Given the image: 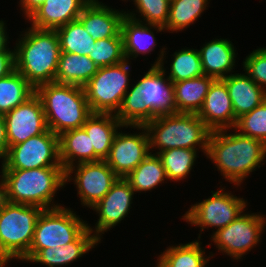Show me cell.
Masks as SVG:
<instances>
[{"label":"cell","mask_w":266,"mask_h":267,"mask_svg":"<svg viewBox=\"0 0 266 267\" xmlns=\"http://www.w3.org/2000/svg\"><path fill=\"white\" fill-rule=\"evenodd\" d=\"M228 129L212 131L206 157L215 163L224 179L240 186L251 172L264 165L266 145L249 136L228 133Z\"/></svg>","instance_id":"cell-2"},{"label":"cell","mask_w":266,"mask_h":267,"mask_svg":"<svg viewBox=\"0 0 266 267\" xmlns=\"http://www.w3.org/2000/svg\"><path fill=\"white\" fill-rule=\"evenodd\" d=\"M118 178L105 161L75 164L65 171V183L74 181L81 204L88 208L94 207Z\"/></svg>","instance_id":"cell-13"},{"label":"cell","mask_w":266,"mask_h":267,"mask_svg":"<svg viewBox=\"0 0 266 267\" xmlns=\"http://www.w3.org/2000/svg\"><path fill=\"white\" fill-rule=\"evenodd\" d=\"M62 167L59 136L51 130L9 147L3 169Z\"/></svg>","instance_id":"cell-10"},{"label":"cell","mask_w":266,"mask_h":267,"mask_svg":"<svg viewBox=\"0 0 266 267\" xmlns=\"http://www.w3.org/2000/svg\"><path fill=\"white\" fill-rule=\"evenodd\" d=\"M91 0H46L27 19L37 29L56 30L78 19Z\"/></svg>","instance_id":"cell-19"},{"label":"cell","mask_w":266,"mask_h":267,"mask_svg":"<svg viewBox=\"0 0 266 267\" xmlns=\"http://www.w3.org/2000/svg\"><path fill=\"white\" fill-rule=\"evenodd\" d=\"M211 192V197L192 205L182 216L187 223L200 227L201 233L205 228L215 227L217 231L228 226L247 207V202L243 198L228 191L224 192V188Z\"/></svg>","instance_id":"cell-11"},{"label":"cell","mask_w":266,"mask_h":267,"mask_svg":"<svg viewBox=\"0 0 266 267\" xmlns=\"http://www.w3.org/2000/svg\"><path fill=\"white\" fill-rule=\"evenodd\" d=\"M264 216L243 212L228 226L213 232L211 241L216 244L218 251L224 252L234 260L241 259L260 242L266 226Z\"/></svg>","instance_id":"cell-12"},{"label":"cell","mask_w":266,"mask_h":267,"mask_svg":"<svg viewBox=\"0 0 266 267\" xmlns=\"http://www.w3.org/2000/svg\"><path fill=\"white\" fill-rule=\"evenodd\" d=\"M245 73L262 89L266 90V48L253 50L243 61Z\"/></svg>","instance_id":"cell-38"},{"label":"cell","mask_w":266,"mask_h":267,"mask_svg":"<svg viewBox=\"0 0 266 267\" xmlns=\"http://www.w3.org/2000/svg\"><path fill=\"white\" fill-rule=\"evenodd\" d=\"M101 242L88 227L71 243L61 247L45 248L38 251L28 262L45 264L48 267H61L73 263Z\"/></svg>","instance_id":"cell-20"},{"label":"cell","mask_w":266,"mask_h":267,"mask_svg":"<svg viewBox=\"0 0 266 267\" xmlns=\"http://www.w3.org/2000/svg\"><path fill=\"white\" fill-rule=\"evenodd\" d=\"M214 80L215 78L205 75L174 82V101L177 113L198 114Z\"/></svg>","instance_id":"cell-26"},{"label":"cell","mask_w":266,"mask_h":267,"mask_svg":"<svg viewBox=\"0 0 266 267\" xmlns=\"http://www.w3.org/2000/svg\"><path fill=\"white\" fill-rule=\"evenodd\" d=\"M197 115L211 131L229 130L235 127L237 119L226 83L222 79H215L212 82Z\"/></svg>","instance_id":"cell-17"},{"label":"cell","mask_w":266,"mask_h":267,"mask_svg":"<svg viewBox=\"0 0 266 267\" xmlns=\"http://www.w3.org/2000/svg\"><path fill=\"white\" fill-rule=\"evenodd\" d=\"M3 118L9 147L48 130L42 103L35 93Z\"/></svg>","instance_id":"cell-15"},{"label":"cell","mask_w":266,"mask_h":267,"mask_svg":"<svg viewBox=\"0 0 266 267\" xmlns=\"http://www.w3.org/2000/svg\"><path fill=\"white\" fill-rule=\"evenodd\" d=\"M234 129L266 145V100L249 113L239 117Z\"/></svg>","instance_id":"cell-37"},{"label":"cell","mask_w":266,"mask_h":267,"mask_svg":"<svg viewBox=\"0 0 266 267\" xmlns=\"http://www.w3.org/2000/svg\"><path fill=\"white\" fill-rule=\"evenodd\" d=\"M5 22H3L2 20H0V52L3 51H14V50H10V48H8L7 46V42H8V35H7V31L5 28Z\"/></svg>","instance_id":"cell-42"},{"label":"cell","mask_w":266,"mask_h":267,"mask_svg":"<svg viewBox=\"0 0 266 267\" xmlns=\"http://www.w3.org/2000/svg\"><path fill=\"white\" fill-rule=\"evenodd\" d=\"M43 209L11 203L0 205V262L21 260L30 250L38 217Z\"/></svg>","instance_id":"cell-7"},{"label":"cell","mask_w":266,"mask_h":267,"mask_svg":"<svg viewBox=\"0 0 266 267\" xmlns=\"http://www.w3.org/2000/svg\"><path fill=\"white\" fill-rule=\"evenodd\" d=\"M135 191L129 182L119 177L105 196L91 209L99 216L95 228L87 225L88 229L100 241L101 235L120 223L131 209Z\"/></svg>","instance_id":"cell-16"},{"label":"cell","mask_w":266,"mask_h":267,"mask_svg":"<svg viewBox=\"0 0 266 267\" xmlns=\"http://www.w3.org/2000/svg\"><path fill=\"white\" fill-rule=\"evenodd\" d=\"M59 148L64 171L74 166L75 163L101 161L95 155L94 148H91L90 137L83 127L71 129L59 135Z\"/></svg>","instance_id":"cell-25"},{"label":"cell","mask_w":266,"mask_h":267,"mask_svg":"<svg viewBox=\"0 0 266 267\" xmlns=\"http://www.w3.org/2000/svg\"><path fill=\"white\" fill-rule=\"evenodd\" d=\"M222 80L226 83L236 119L266 100V90L257 85L246 73H231Z\"/></svg>","instance_id":"cell-21"},{"label":"cell","mask_w":266,"mask_h":267,"mask_svg":"<svg viewBox=\"0 0 266 267\" xmlns=\"http://www.w3.org/2000/svg\"><path fill=\"white\" fill-rule=\"evenodd\" d=\"M198 150L186 148H174L156 152L165 169L168 180L180 181L190 174L193 165L197 159Z\"/></svg>","instance_id":"cell-33"},{"label":"cell","mask_w":266,"mask_h":267,"mask_svg":"<svg viewBox=\"0 0 266 267\" xmlns=\"http://www.w3.org/2000/svg\"><path fill=\"white\" fill-rule=\"evenodd\" d=\"M153 28L157 32L166 30L162 26L139 22L128 16L123 18L121 34L123 38L124 55L127 61L137 58L140 54H148L155 49L157 42L151 30Z\"/></svg>","instance_id":"cell-23"},{"label":"cell","mask_w":266,"mask_h":267,"mask_svg":"<svg viewBox=\"0 0 266 267\" xmlns=\"http://www.w3.org/2000/svg\"><path fill=\"white\" fill-rule=\"evenodd\" d=\"M1 167L5 201L37 206L43 210L61 207L60 204L53 203V198L66 184L63 167L28 170L3 169V165Z\"/></svg>","instance_id":"cell-4"},{"label":"cell","mask_w":266,"mask_h":267,"mask_svg":"<svg viewBox=\"0 0 266 267\" xmlns=\"http://www.w3.org/2000/svg\"><path fill=\"white\" fill-rule=\"evenodd\" d=\"M46 0H20L21 11H23L26 18H28L34 11H36Z\"/></svg>","instance_id":"cell-41"},{"label":"cell","mask_w":266,"mask_h":267,"mask_svg":"<svg viewBox=\"0 0 266 267\" xmlns=\"http://www.w3.org/2000/svg\"><path fill=\"white\" fill-rule=\"evenodd\" d=\"M149 137L150 149L159 152L174 148L194 149L207 154L211 130L191 113H173L157 116L144 125ZM198 146V148H196Z\"/></svg>","instance_id":"cell-6"},{"label":"cell","mask_w":266,"mask_h":267,"mask_svg":"<svg viewBox=\"0 0 266 267\" xmlns=\"http://www.w3.org/2000/svg\"><path fill=\"white\" fill-rule=\"evenodd\" d=\"M130 63L124 62L98 68L97 73L84 86L92 113L116 114L129 89Z\"/></svg>","instance_id":"cell-9"},{"label":"cell","mask_w":266,"mask_h":267,"mask_svg":"<svg viewBox=\"0 0 266 267\" xmlns=\"http://www.w3.org/2000/svg\"><path fill=\"white\" fill-rule=\"evenodd\" d=\"M87 225L85 220L67 207L43 210L36 223L30 250L21 260L27 262L42 249L73 242Z\"/></svg>","instance_id":"cell-8"},{"label":"cell","mask_w":266,"mask_h":267,"mask_svg":"<svg viewBox=\"0 0 266 267\" xmlns=\"http://www.w3.org/2000/svg\"><path fill=\"white\" fill-rule=\"evenodd\" d=\"M8 150L9 145L7 140L5 121L3 115H0V159H2V165H4V160L8 154Z\"/></svg>","instance_id":"cell-40"},{"label":"cell","mask_w":266,"mask_h":267,"mask_svg":"<svg viewBox=\"0 0 266 267\" xmlns=\"http://www.w3.org/2000/svg\"><path fill=\"white\" fill-rule=\"evenodd\" d=\"M199 51L201 64L206 76L223 79L235 69V48L227 39H214L204 44Z\"/></svg>","instance_id":"cell-22"},{"label":"cell","mask_w":266,"mask_h":267,"mask_svg":"<svg viewBox=\"0 0 266 267\" xmlns=\"http://www.w3.org/2000/svg\"><path fill=\"white\" fill-rule=\"evenodd\" d=\"M209 0H170L166 32L185 30L206 10Z\"/></svg>","instance_id":"cell-31"},{"label":"cell","mask_w":266,"mask_h":267,"mask_svg":"<svg viewBox=\"0 0 266 267\" xmlns=\"http://www.w3.org/2000/svg\"><path fill=\"white\" fill-rule=\"evenodd\" d=\"M46 117L49 130L56 135L81 128L92 115L84 87L45 83L35 88Z\"/></svg>","instance_id":"cell-5"},{"label":"cell","mask_w":266,"mask_h":267,"mask_svg":"<svg viewBox=\"0 0 266 267\" xmlns=\"http://www.w3.org/2000/svg\"><path fill=\"white\" fill-rule=\"evenodd\" d=\"M14 46L15 69L34 87L55 82L61 53L56 30L27 28Z\"/></svg>","instance_id":"cell-3"},{"label":"cell","mask_w":266,"mask_h":267,"mask_svg":"<svg viewBox=\"0 0 266 267\" xmlns=\"http://www.w3.org/2000/svg\"><path fill=\"white\" fill-rule=\"evenodd\" d=\"M153 151L126 177H124L137 192L151 191L167 181L165 169L157 154Z\"/></svg>","instance_id":"cell-30"},{"label":"cell","mask_w":266,"mask_h":267,"mask_svg":"<svg viewBox=\"0 0 266 267\" xmlns=\"http://www.w3.org/2000/svg\"><path fill=\"white\" fill-rule=\"evenodd\" d=\"M133 2L136 6L135 8H137L136 12L138 11L137 13L141 14L140 17L142 16L141 18L143 19L136 18L137 14L130 11H125L126 16L146 24L166 26L169 17L170 0H133Z\"/></svg>","instance_id":"cell-36"},{"label":"cell","mask_w":266,"mask_h":267,"mask_svg":"<svg viewBox=\"0 0 266 267\" xmlns=\"http://www.w3.org/2000/svg\"><path fill=\"white\" fill-rule=\"evenodd\" d=\"M3 200H4L3 188H0V205Z\"/></svg>","instance_id":"cell-43"},{"label":"cell","mask_w":266,"mask_h":267,"mask_svg":"<svg viewBox=\"0 0 266 267\" xmlns=\"http://www.w3.org/2000/svg\"><path fill=\"white\" fill-rule=\"evenodd\" d=\"M125 11H118L99 0H91L82 10L78 19L94 40L116 37L121 33Z\"/></svg>","instance_id":"cell-18"},{"label":"cell","mask_w":266,"mask_h":267,"mask_svg":"<svg viewBox=\"0 0 266 267\" xmlns=\"http://www.w3.org/2000/svg\"><path fill=\"white\" fill-rule=\"evenodd\" d=\"M198 240L187 244H177L167 247L158 257L161 267H205L213 254L205 257V249Z\"/></svg>","instance_id":"cell-28"},{"label":"cell","mask_w":266,"mask_h":267,"mask_svg":"<svg viewBox=\"0 0 266 267\" xmlns=\"http://www.w3.org/2000/svg\"><path fill=\"white\" fill-rule=\"evenodd\" d=\"M34 93L35 88L16 69L0 78V115L24 103Z\"/></svg>","instance_id":"cell-29"},{"label":"cell","mask_w":266,"mask_h":267,"mask_svg":"<svg viewBox=\"0 0 266 267\" xmlns=\"http://www.w3.org/2000/svg\"><path fill=\"white\" fill-rule=\"evenodd\" d=\"M172 58L170 73L167 76L172 83L205 76L198 49L187 47L178 50Z\"/></svg>","instance_id":"cell-34"},{"label":"cell","mask_w":266,"mask_h":267,"mask_svg":"<svg viewBox=\"0 0 266 267\" xmlns=\"http://www.w3.org/2000/svg\"><path fill=\"white\" fill-rule=\"evenodd\" d=\"M1 179H0V188H3V184H2V174H1Z\"/></svg>","instance_id":"cell-44"},{"label":"cell","mask_w":266,"mask_h":267,"mask_svg":"<svg viewBox=\"0 0 266 267\" xmlns=\"http://www.w3.org/2000/svg\"><path fill=\"white\" fill-rule=\"evenodd\" d=\"M15 69L14 51L0 52V78L7 76Z\"/></svg>","instance_id":"cell-39"},{"label":"cell","mask_w":266,"mask_h":267,"mask_svg":"<svg viewBox=\"0 0 266 267\" xmlns=\"http://www.w3.org/2000/svg\"><path fill=\"white\" fill-rule=\"evenodd\" d=\"M91 141L95 155L105 161L108 157L117 130L124 126L115 114L92 113L82 126Z\"/></svg>","instance_id":"cell-24"},{"label":"cell","mask_w":266,"mask_h":267,"mask_svg":"<svg viewBox=\"0 0 266 267\" xmlns=\"http://www.w3.org/2000/svg\"><path fill=\"white\" fill-rule=\"evenodd\" d=\"M165 49L160 50L157 61L123 97L115 116L124 126H144L157 116L177 113L173 83L163 66Z\"/></svg>","instance_id":"cell-1"},{"label":"cell","mask_w":266,"mask_h":267,"mask_svg":"<svg viewBox=\"0 0 266 267\" xmlns=\"http://www.w3.org/2000/svg\"><path fill=\"white\" fill-rule=\"evenodd\" d=\"M99 68L120 64L126 60L123 38L120 33L116 37L96 40L91 54L88 56Z\"/></svg>","instance_id":"cell-35"},{"label":"cell","mask_w":266,"mask_h":267,"mask_svg":"<svg viewBox=\"0 0 266 267\" xmlns=\"http://www.w3.org/2000/svg\"><path fill=\"white\" fill-rule=\"evenodd\" d=\"M98 66L87 56L61 52L55 83L84 87L97 73Z\"/></svg>","instance_id":"cell-27"},{"label":"cell","mask_w":266,"mask_h":267,"mask_svg":"<svg viewBox=\"0 0 266 267\" xmlns=\"http://www.w3.org/2000/svg\"><path fill=\"white\" fill-rule=\"evenodd\" d=\"M143 132L123 133L117 132L105 162L118 177H126L151 152L149 137L144 126H128Z\"/></svg>","instance_id":"cell-14"},{"label":"cell","mask_w":266,"mask_h":267,"mask_svg":"<svg viewBox=\"0 0 266 267\" xmlns=\"http://www.w3.org/2000/svg\"><path fill=\"white\" fill-rule=\"evenodd\" d=\"M60 40L61 52L79 56L91 54L96 40L86 32L79 19L73 20L56 29Z\"/></svg>","instance_id":"cell-32"}]
</instances>
